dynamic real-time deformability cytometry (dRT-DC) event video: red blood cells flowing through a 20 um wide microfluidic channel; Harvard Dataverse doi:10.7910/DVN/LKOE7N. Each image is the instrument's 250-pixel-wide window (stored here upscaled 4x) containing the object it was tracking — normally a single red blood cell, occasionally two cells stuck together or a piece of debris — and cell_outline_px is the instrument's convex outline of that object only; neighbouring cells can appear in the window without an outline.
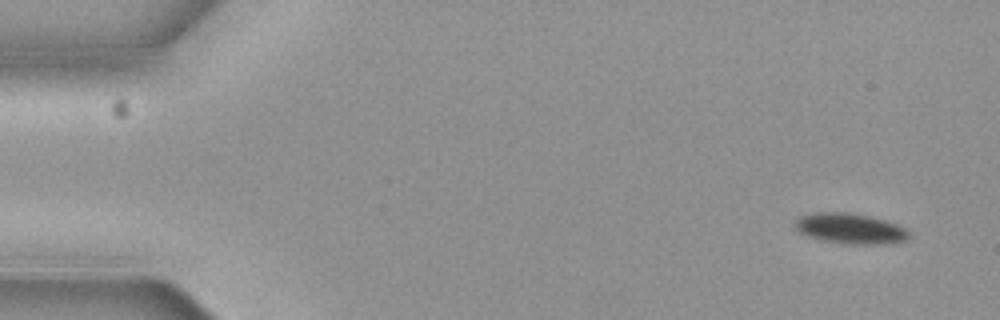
{"species": "common noctule bat (a hibernating species)", "species_latin": "Nyctalus noctula", "temperature_condition": "cold", "stored_images_in_passage": 5, "camera_frame_rate_fps": 3000, "um_per_image_px": 0.085, "animal": {"sex": "female", "body_mass_g": 19.3, "forearm_length_mm": 54.1}, "frame": {"image": 1, "passage_image": 1, "time_ms": 0.0, "image_size_px": [1000, 320], "cell_outline_px": [[908, 236], [904, 240], [880, 244], [844, 244], [820, 240], [808, 236], [800, 232], [796, 228], [796, 220], [800, 216], [816, 212], [848, 212], [868, 216], [884, 220], [896, 224], [904, 228], [908, 232]], "centroid_in_image_um": [72.22, 19.42], "position_along_channel_um": 12.8, "area_um2": 19.94}}
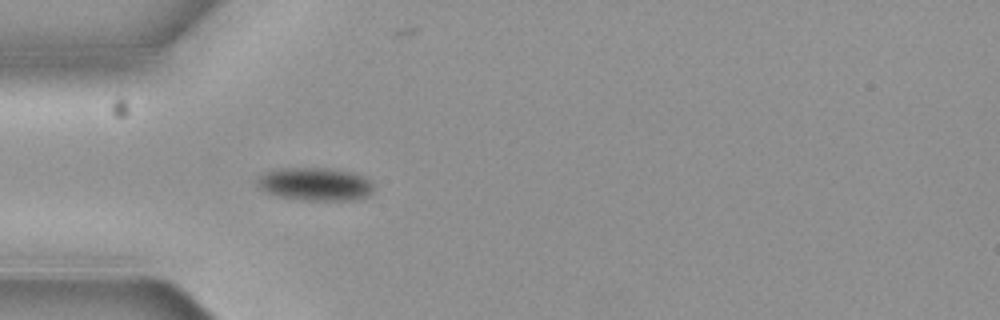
{"frame": {"image": 2, "passage_image": 5, "time_ms": 1.333, "image_size_px": [1000, 320], "cell_outline_px": [[372, 192], [368, 196], [352, 200], [300, 200], [280, 196], [264, 192], [256, 184], [256, 180], [260, 176], [268, 172], [284, 168], [324, 168], [352, 172], [364, 176], [372, 184]], "centroid_in_image_um": [26.79, 15.66], "position_along_channel_um": 58.2, "area_um2": 22.25}}